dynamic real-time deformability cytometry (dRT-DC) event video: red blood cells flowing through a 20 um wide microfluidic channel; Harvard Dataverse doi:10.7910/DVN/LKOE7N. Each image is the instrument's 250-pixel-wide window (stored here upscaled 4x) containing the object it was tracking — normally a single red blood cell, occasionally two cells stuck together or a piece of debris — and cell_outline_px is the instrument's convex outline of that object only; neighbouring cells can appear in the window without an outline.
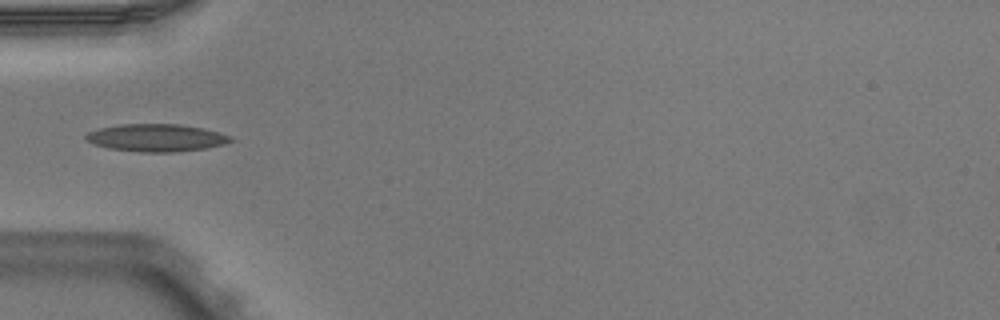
{"species": "Egyptian fruit bat (a non-hibernating species)", "species_latin": "Rousettus aegyptiacus", "temperature_condition": "warm", "stored_images_in_passage": 6, "camera_frame_rate_fps": 3000, "um_per_image_px": 0.085, "animal": {"sex": "male"}, "frame": {"image": 1, "passage_image": 5, "time_ms": 1.333, "image_size_px": [1000, 320], "cell_outline_px": [[232, 140], [224, 144], [204, 148], [176, 152], [140, 152], [108, 148], [92, 144], [84, 140], [84, 136], [88, 132], [100, 128], [120, 124], [180, 124], [204, 128], [232, 136]], "centroid_in_image_um": [13.25, 11.71], "position_along_channel_um": 71.8, "area_um2": 23.29}}